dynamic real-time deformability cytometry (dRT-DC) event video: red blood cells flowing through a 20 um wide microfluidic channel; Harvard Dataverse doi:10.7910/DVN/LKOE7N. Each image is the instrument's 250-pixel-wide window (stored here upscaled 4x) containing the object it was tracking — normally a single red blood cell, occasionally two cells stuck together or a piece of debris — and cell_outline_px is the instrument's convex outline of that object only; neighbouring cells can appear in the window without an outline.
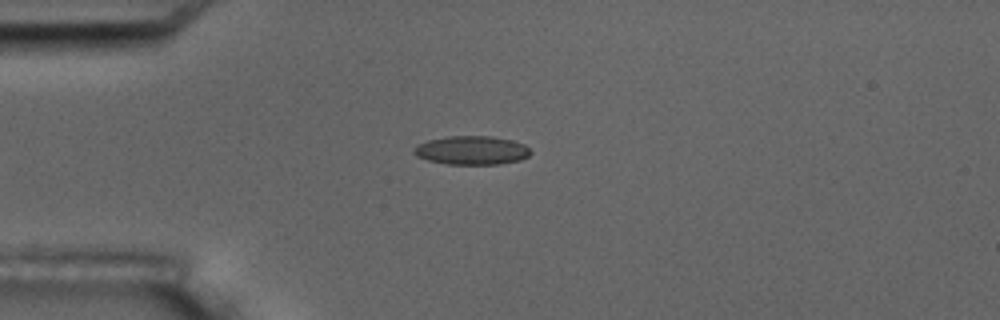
{"species": "common noctule bat (a hibernating species)", "species_latin": "Nyctalus noctula", "temperature_condition": "room temperature", "stored_images_in_passage": 2, "camera_frame_rate_fps": 3000, "um_per_image_px": 0.085, "animal": {"sex": "male", "body_mass_g": 17.5, "forearm_length_mm": 52.3}, "frame": {"image": 1, "passage_image": 2, "time_ms": 1.0, "image_size_px": [1000, 320], "cell_outline_px": [[532, 152], [528, 156], [520, 160], [500, 164], [448, 164], [428, 160], [416, 156], [412, 152], [412, 148], [428, 140], [448, 136], [492, 136], [512, 140], [524, 144]], "centroid_in_image_um": [40.09, 12.77], "position_along_channel_um": 44.9, "area_um2": 19.54}}